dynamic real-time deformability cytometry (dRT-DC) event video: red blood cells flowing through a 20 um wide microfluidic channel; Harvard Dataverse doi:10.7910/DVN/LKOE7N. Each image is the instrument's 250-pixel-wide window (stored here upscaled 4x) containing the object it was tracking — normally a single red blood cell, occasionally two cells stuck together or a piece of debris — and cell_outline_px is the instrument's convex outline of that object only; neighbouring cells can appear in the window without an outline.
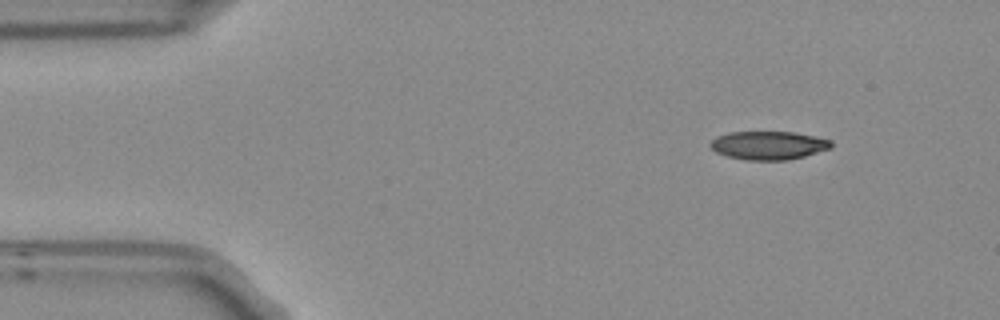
{"species": "Egyptian fruit bat (a non-hibernating species)", "species_latin": "Rousettus aegyptiacus", "temperature_condition": "room temperature", "stored_images_in_passage": 6, "camera_frame_rate_fps": 3000, "um_per_image_px": 0.085, "frame": {"image": 1, "passage_image": 1, "time_ms": 0.0, "image_size_px": [1000, 320], "cell_outline_px": [[832, 148], [804, 156], [788, 160], [744, 160], [728, 156], [716, 152], [708, 144], [716, 136], [728, 132], [792, 132], [816, 136], [832, 140]], "centroid_in_image_um": [65.33, 12.35], "position_along_channel_um": 19.7, "area_um2": 20.11}}
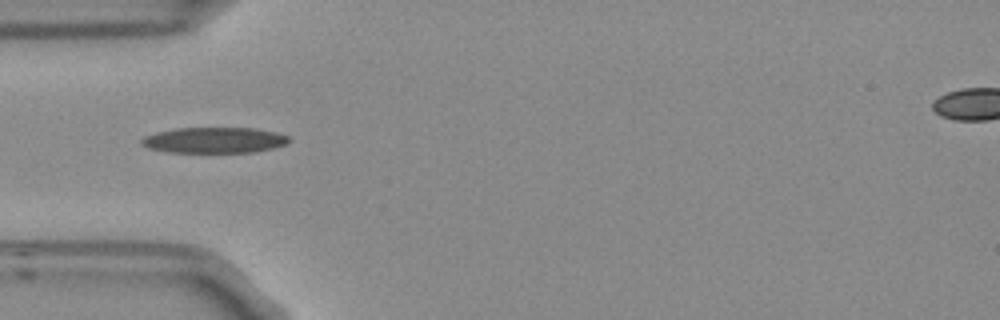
{"frame": {"image": 2, "passage_image": 3, "time_ms": 0.667, "image_size_px": [1000, 320], "cell_outline_px": [[292, 140], [284, 144], [272, 148], [252, 152], [168, 152], [148, 148], [140, 144], [140, 140], [144, 136], [156, 132], [176, 128], [256, 128], [276, 132], [288, 136]], "centroid_in_image_um": [18.18, 11.91], "position_along_channel_um": 66.8, "area_um2": 22.14}}